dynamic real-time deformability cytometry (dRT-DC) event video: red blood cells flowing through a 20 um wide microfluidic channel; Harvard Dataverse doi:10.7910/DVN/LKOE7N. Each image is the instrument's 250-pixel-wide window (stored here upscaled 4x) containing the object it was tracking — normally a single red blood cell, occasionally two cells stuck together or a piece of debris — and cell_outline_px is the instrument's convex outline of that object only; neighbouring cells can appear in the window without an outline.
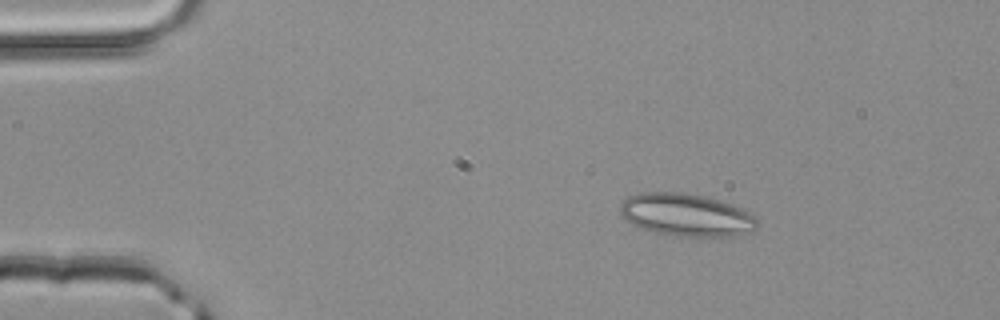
{"species": "common noctule bat (a hibernating species)", "species_latin": "Nyctalus noctula", "temperature_condition": "room temperature", "stored_images_in_passage": 51, "camera_frame_rate_fps": 3000, "um_per_image_px": 0.085, "animal": {"sex": "male", "body_mass_g": 20.4}, "frame": {"image": 1, "passage_image": 9, "time_ms": 2.667, "image_size_px": [1000, 320], "cell_outline_px": [[760, 224], [752, 232], [732, 236], [672, 236], [640, 228], [624, 220], [620, 212], [620, 204], [628, 196], [640, 192], [684, 192], [704, 196], [720, 200], [744, 208], [756, 216]], "centroid_in_image_um": [58.36, 18.26], "position_along_channel_um": 26.6, "area_um2": 34.62}}
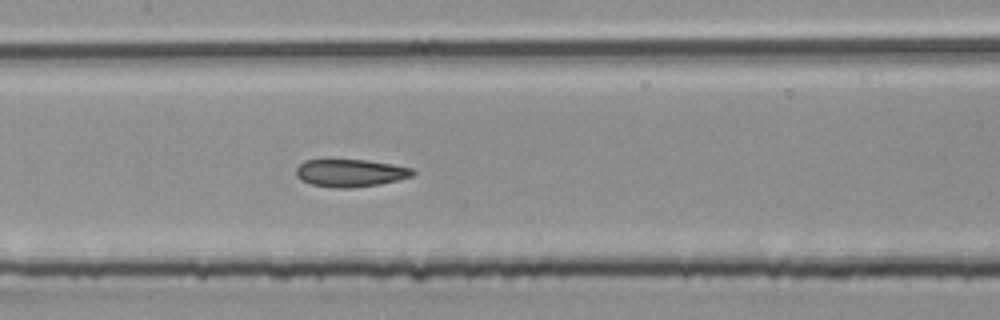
{"frame": {"image": 2, "passage_image": 25, "time_ms": 8.0, "image_size_px": [1000, 320], "cell_outline_px": [[416, 172], [412, 176], [380, 184], [348, 188], [336, 188], [312, 184], [300, 180], [296, 176], [296, 168], [304, 160], [368, 160], [392, 164], [412, 168]], "centroid_in_image_um": [29.77, 14.7], "position_along_channel_um": 177.6, "area_um2": 18.67}}
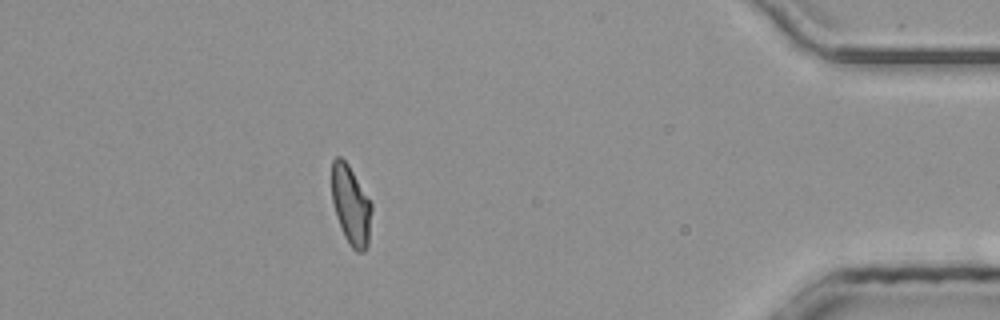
{"frame": {"image": 3, "passage_image": 45, "time_ms": 14.667, "image_size_px": [1000, 320], "cell_outline_px": [[372, 212], [368, 244], [364, 252], [356, 252], [352, 248], [344, 236], [336, 216], [332, 200], [332, 160], [336, 156], [340, 156], [348, 164], [372, 204]], "centroid_in_image_um": [29.83, 17.46], "position_along_channel_um": 405.4, "area_um2": 18.38}, "authors_computed_cell_mechanics": {"area_um2": 19.3052, "velocity_mm_per_s": 4.1873, "shape_relaxation_time_tau1_ms": null, "shape_relaxation_time_tau2_ms": 2.2171, "deformation_change_tau1": null, "deformation_change_tau2": 0.0818}}